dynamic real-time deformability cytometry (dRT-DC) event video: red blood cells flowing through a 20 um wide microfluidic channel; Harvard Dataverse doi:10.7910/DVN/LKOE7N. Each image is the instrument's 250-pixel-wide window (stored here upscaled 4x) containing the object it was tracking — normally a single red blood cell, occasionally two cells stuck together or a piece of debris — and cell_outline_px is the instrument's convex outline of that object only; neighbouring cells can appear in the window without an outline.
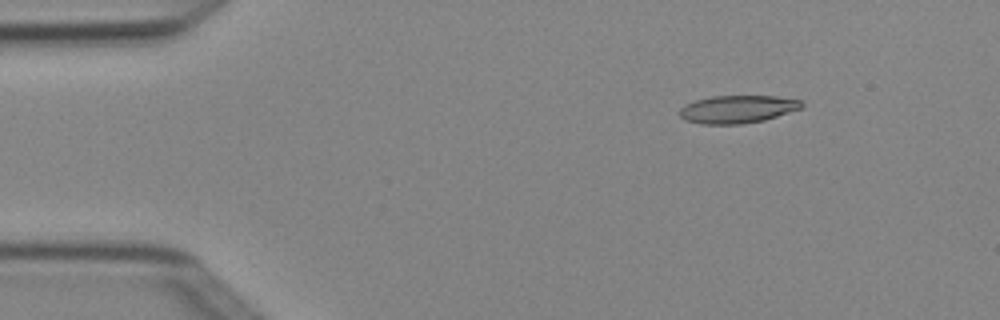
{"species": "Egyptian fruit bat (a non-hibernating species)", "species_latin": "Rousettus aegyptiacus", "temperature_condition": "cold", "stored_images_in_passage": 4, "camera_frame_rate_fps": 3000, "um_per_image_px": 0.085, "animal": {"sex": "female"}, "frame": {"image": 1, "passage_image": 2, "time_ms": 0.333, "image_size_px": [1000, 320], "cell_outline_px": [[804, 108], [764, 120], [740, 124], [700, 124], [684, 120], [680, 116], [680, 108], [684, 104], [696, 100], [712, 96], [776, 96], [804, 100]], "centroid_in_image_um": [62.72, 9.28], "position_along_channel_um": 22.3, "area_um2": 20.0}}